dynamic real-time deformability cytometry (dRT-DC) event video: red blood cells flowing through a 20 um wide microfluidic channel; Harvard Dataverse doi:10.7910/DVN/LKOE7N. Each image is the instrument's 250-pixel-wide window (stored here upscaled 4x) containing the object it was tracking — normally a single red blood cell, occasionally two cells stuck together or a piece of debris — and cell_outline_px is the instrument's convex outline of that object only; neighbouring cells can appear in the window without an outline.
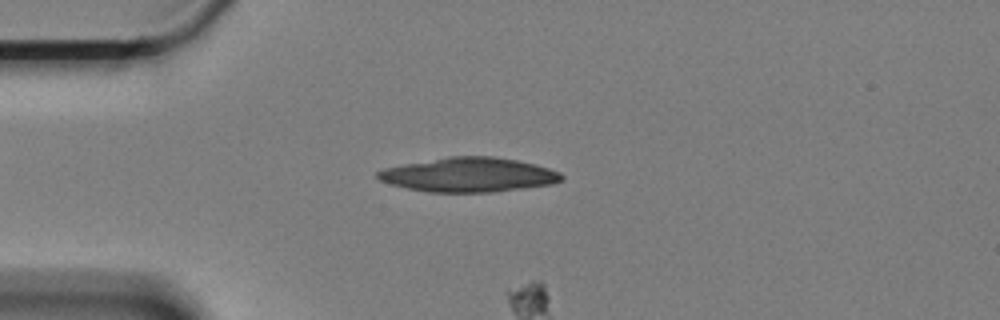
{"species": "Egyptian fruit bat (a non-hibernating species)", "species_latin": "Rousettus aegyptiacus", "temperature_condition": "cold", "stored_images_in_passage": 16, "camera_frame_rate_fps": 3000, "um_per_image_px": 0.085, "animal": {"sex": "female"}, "frame": {"image": 1, "passage_image": 14, "time_ms": 4.333, "image_size_px": [1000, 320], "cell_outline_px": [[564, 180], [552, 184], [524, 188], [492, 192], [428, 192], [408, 188], [392, 184], [380, 180], [376, 176], [376, 172], [384, 168], [404, 164], [448, 156], [492, 156], [516, 160], [536, 164], [560, 172], [564, 176]], "centroid_in_image_um": [39.88, 14.85], "position_along_channel_um": 45.1, "area_um2": 36.76}}